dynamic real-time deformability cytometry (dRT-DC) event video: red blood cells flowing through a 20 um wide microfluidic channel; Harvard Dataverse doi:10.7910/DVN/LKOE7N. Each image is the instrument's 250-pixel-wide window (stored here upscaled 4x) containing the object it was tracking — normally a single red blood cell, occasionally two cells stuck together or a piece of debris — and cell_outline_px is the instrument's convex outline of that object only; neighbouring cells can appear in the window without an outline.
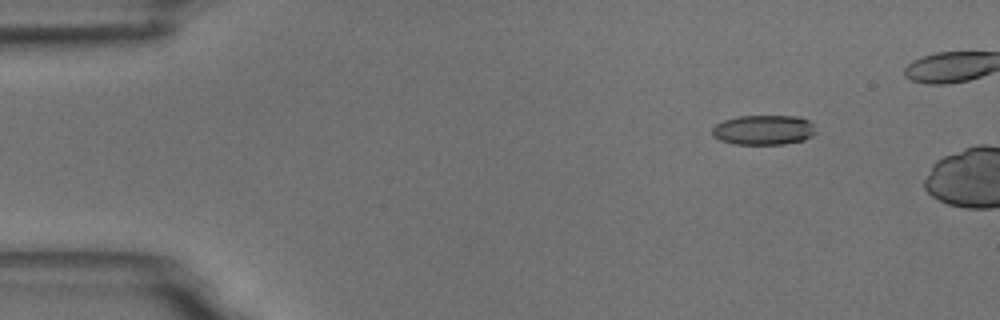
{"species": "common noctule bat (a hibernating species)", "species_latin": "Nyctalus noctula", "temperature_condition": "room temperature", "stored_images_in_passage": 2, "camera_frame_rate_fps": 3000, "um_per_image_px": 0.085, "animal": {"sex": "male", "body_mass_g": 18.8}, "frame": {"image": 1, "passage_image": 1, "time_ms": 0.0, "image_size_px": [1000, 320], "cell_outline_px": [[816, 132], [812, 136], [804, 140], [784, 144], [732, 144], [720, 140], [712, 136], [712, 128], [716, 124], [724, 120], [740, 116], [800, 116], [808, 120], [812, 124]], "centroid_in_image_um": [64.9, 11.05], "position_along_channel_um": 20.1, "area_um2": 18.09}}